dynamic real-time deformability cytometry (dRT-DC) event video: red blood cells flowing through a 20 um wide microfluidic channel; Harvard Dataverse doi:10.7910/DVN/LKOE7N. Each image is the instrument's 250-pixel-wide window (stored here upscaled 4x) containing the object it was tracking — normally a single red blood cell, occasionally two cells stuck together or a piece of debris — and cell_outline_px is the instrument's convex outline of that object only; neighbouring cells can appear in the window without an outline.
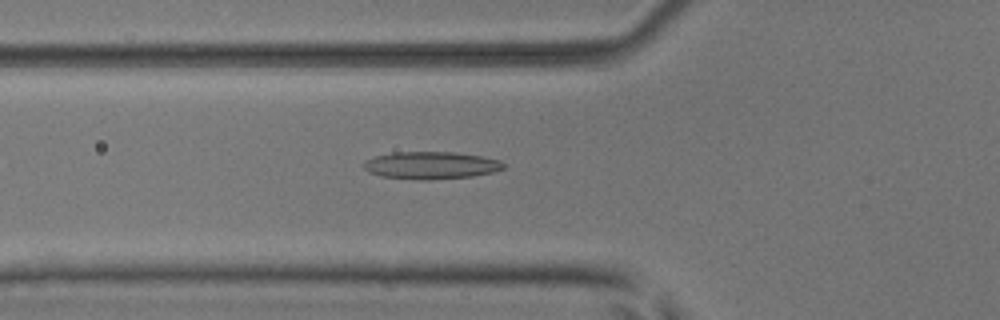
{"species": "common noctule bat (a hibernating species)", "species_latin": "Nyctalus noctula", "temperature_condition": "room temperature", "stored_images_in_passage": 48, "camera_frame_rate_fps": 3000, "um_per_image_px": 0.085, "animal": {"sex": "male", "body_mass_g": 17.9, "forearm_length_mm": 54.2}, "frame": {"image": 1, "passage_image": 15, "time_ms": 4.667, "image_size_px": [1000, 320], "cell_outline_px": [[504, 168], [492, 172], [472, 176], [428, 180], [420, 180], [380, 176], [368, 172], [364, 168], [364, 160], [376, 156], [392, 152], [456, 152], [480, 156], [500, 160], [504, 164]], "centroid_in_image_um": [36.6, 14.05], "position_along_channel_um": 89.2, "area_um2": 22.31}}
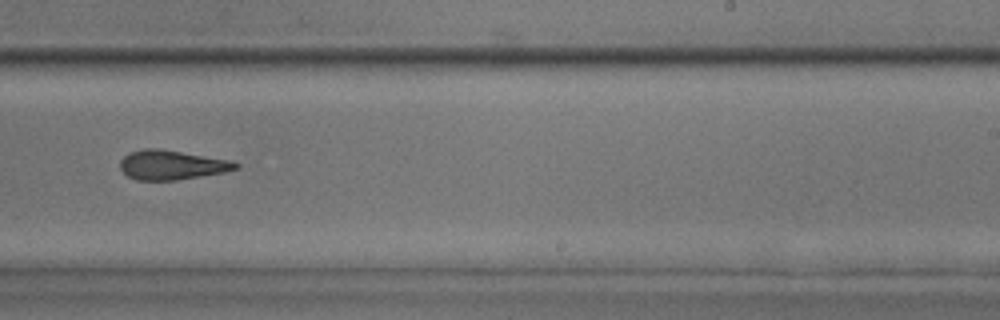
{"frame": {"image": 2, "passage_image": 29, "time_ms": 9.333, "image_size_px": [1000, 320], "cell_outline_px": [[240, 168], [224, 172], [176, 180], [136, 180], [128, 176], [120, 168], [120, 160], [128, 152], [144, 148], [156, 148], [228, 160], [240, 164]], "centroid_in_image_um": [14.56, 14.02], "position_along_channel_um": 274.4, "area_um2": 19.59}}
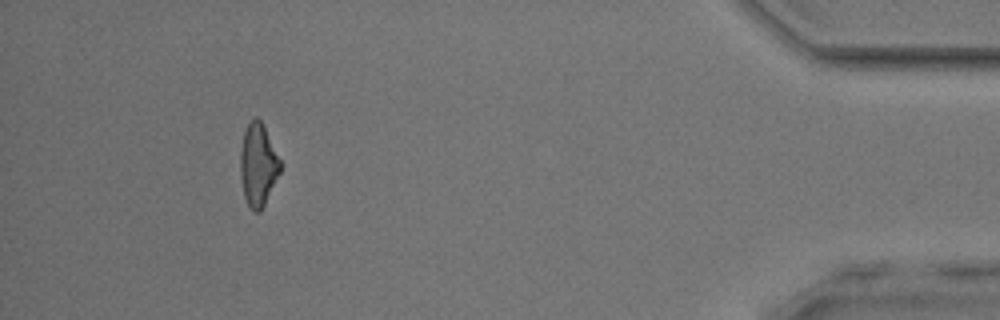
{"frame": {"image": 3, "passage_image": 44, "time_ms": 14.333, "image_size_px": [1000, 320], "cell_outline_px": [[280, 172], [260, 212], [256, 212], [248, 204], [244, 196], [240, 176], [240, 152], [244, 132], [248, 124], [256, 116], [260, 120], [280, 160]], "centroid_in_image_um": [21.91, 14.02], "position_along_channel_um": 413.3, "area_um2": 18.67}, "authors_computed_cell_mechanics": {"area_um2": 20.519, "velocity_mm_per_s": 3.9739, "shape_relaxation_time_tau1_ms": null, "shape_relaxation_time_tau2_ms": 2.9286, "deformation_change_tau1": null, "deformation_change_tau2": 0.1374}}